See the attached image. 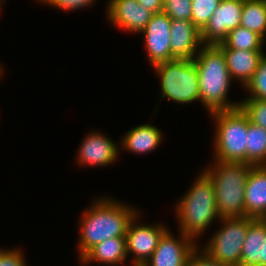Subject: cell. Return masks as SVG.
<instances>
[{
    "mask_svg": "<svg viewBox=\"0 0 266 266\" xmlns=\"http://www.w3.org/2000/svg\"><path fill=\"white\" fill-rule=\"evenodd\" d=\"M94 200L82 211L78 222V260L106 239L125 237L130 221L140 212L133 205L111 196H101Z\"/></svg>",
    "mask_w": 266,
    "mask_h": 266,
    "instance_id": "6da1fadb",
    "label": "cell"
},
{
    "mask_svg": "<svg viewBox=\"0 0 266 266\" xmlns=\"http://www.w3.org/2000/svg\"><path fill=\"white\" fill-rule=\"evenodd\" d=\"M198 73L200 103L207 113L239 108L240 100L230 101L233 83L223 50L217 44H204L193 59Z\"/></svg>",
    "mask_w": 266,
    "mask_h": 266,
    "instance_id": "7a4b0ae2",
    "label": "cell"
},
{
    "mask_svg": "<svg viewBox=\"0 0 266 266\" xmlns=\"http://www.w3.org/2000/svg\"><path fill=\"white\" fill-rule=\"evenodd\" d=\"M196 180L179 201L176 200L174 212L178 221V231L198 243L199 238L214 220L220 217L216 208V197L213 183L209 176L201 171ZM202 234V235H201Z\"/></svg>",
    "mask_w": 266,
    "mask_h": 266,
    "instance_id": "3957f363",
    "label": "cell"
},
{
    "mask_svg": "<svg viewBox=\"0 0 266 266\" xmlns=\"http://www.w3.org/2000/svg\"><path fill=\"white\" fill-rule=\"evenodd\" d=\"M251 167L244 162L214 160L202 168L213 183L220 218L244 216L245 185Z\"/></svg>",
    "mask_w": 266,
    "mask_h": 266,
    "instance_id": "277c9868",
    "label": "cell"
},
{
    "mask_svg": "<svg viewBox=\"0 0 266 266\" xmlns=\"http://www.w3.org/2000/svg\"><path fill=\"white\" fill-rule=\"evenodd\" d=\"M215 130L213 160L246 163L248 117L242 109L215 111L208 114Z\"/></svg>",
    "mask_w": 266,
    "mask_h": 266,
    "instance_id": "5b68a950",
    "label": "cell"
},
{
    "mask_svg": "<svg viewBox=\"0 0 266 266\" xmlns=\"http://www.w3.org/2000/svg\"><path fill=\"white\" fill-rule=\"evenodd\" d=\"M160 79L161 99L176 104L200 102L198 73L194 60L175 59L152 67Z\"/></svg>",
    "mask_w": 266,
    "mask_h": 266,
    "instance_id": "8992f818",
    "label": "cell"
},
{
    "mask_svg": "<svg viewBox=\"0 0 266 266\" xmlns=\"http://www.w3.org/2000/svg\"><path fill=\"white\" fill-rule=\"evenodd\" d=\"M254 220L246 216L220 218V227L206 241L202 250L220 263L239 266L248 226Z\"/></svg>",
    "mask_w": 266,
    "mask_h": 266,
    "instance_id": "52a82bcc",
    "label": "cell"
},
{
    "mask_svg": "<svg viewBox=\"0 0 266 266\" xmlns=\"http://www.w3.org/2000/svg\"><path fill=\"white\" fill-rule=\"evenodd\" d=\"M140 216L141 212H138L130 221L125 235L127 257L133 256L132 266H143L153 255L162 235L169 229L162 223L140 222Z\"/></svg>",
    "mask_w": 266,
    "mask_h": 266,
    "instance_id": "ba28073f",
    "label": "cell"
},
{
    "mask_svg": "<svg viewBox=\"0 0 266 266\" xmlns=\"http://www.w3.org/2000/svg\"><path fill=\"white\" fill-rule=\"evenodd\" d=\"M171 23L172 19L164 11L155 13L140 33L145 43L146 59L152 67L175 60L170 49Z\"/></svg>",
    "mask_w": 266,
    "mask_h": 266,
    "instance_id": "9c48e42d",
    "label": "cell"
},
{
    "mask_svg": "<svg viewBox=\"0 0 266 266\" xmlns=\"http://www.w3.org/2000/svg\"><path fill=\"white\" fill-rule=\"evenodd\" d=\"M79 145L75 163L87 168L113 165L121 151L118 143L99 130L84 135Z\"/></svg>",
    "mask_w": 266,
    "mask_h": 266,
    "instance_id": "30bf717a",
    "label": "cell"
},
{
    "mask_svg": "<svg viewBox=\"0 0 266 266\" xmlns=\"http://www.w3.org/2000/svg\"><path fill=\"white\" fill-rule=\"evenodd\" d=\"M169 228L159 240L153 255L143 266H186L198 243L179 232L176 237Z\"/></svg>",
    "mask_w": 266,
    "mask_h": 266,
    "instance_id": "8fae6325",
    "label": "cell"
},
{
    "mask_svg": "<svg viewBox=\"0 0 266 266\" xmlns=\"http://www.w3.org/2000/svg\"><path fill=\"white\" fill-rule=\"evenodd\" d=\"M244 0H221L201 30L203 44L222 43L230 31L240 26Z\"/></svg>",
    "mask_w": 266,
    "mask_h": 266,
    "instance_id": "7c38bea8",
    "label": "cell"
},
{
    "mask_svg": "<svg viewBox=\"0 0 266 266\" xmlns=\"http://www.w3.org/2000/svg\"><path fill=\"white\" fill-rule=\"evenodd\" d=\"M106 4L108 22L132 34H140L153 15L137 0H108Z\"/></svg>",
    "mask_w": 266,
    "mask_h": 266,
    "instance_id": "4fadbf2b",
    "label": "cell"
},
{
    "mask_svg": "<svg viewBox=\"0 0 266 266\" xmlns=\"http://www.w3.org/2000/svg\"><path fill=\"white\" fill-rule=\"evenodd\" d=\"M203 45L201 31L190 20H172L170 49L174 59L193 60Z\"/></svg>",
    "mask_w": 266,
    "mask_h": 266,
    "instance_id": "5bb4252c",
    "label": "cell"
},
{
    "mask_svg": "<svg viewBox=\"0 0 266 266\" xmlns=\"http://www.w3.org/2000/svg\"><path fill=\"white\" fill-rule=\"evenodd\" d=\"M217 45L223 50L231 79L233 82L240 83V87L244 88L266 52L229 49L223 42Z\"/></svg>",
    "mask_w": 266,
    "mask_h": 266,
    "instance_id": "9a60e30c",
    "label": "cell"
},
{
    "mask_svg": "<svg viewBox=\"0 0 266 266\" xmlns=\"http://www.w3.org/2000/svg\"><path fill=\"white\" fill-rule=\"evenodd\" d=\"M244 216L256 220L266 216V165L251 167L245 185Z\"/></svg>",
    "mask_w": 266,
    "mask_h": 266,
    "instance_id": "2e32d148",
    "label": "cell"
},
{
    "mask_svg": "<svg viewBox=\"0 0 266 266\" xmlns=\"http://www.w3.org/2000/svg\"><path fill=\"white\" fill-rule=\"evenodd\" d=\"M121 139L120 148L128 153L144 155L151 153L162 143L163 132L153 124L145 123L130 128Z\"/></svg>",
    "mask_w": 266,
    "mask_h": 266,
    "instance_id": "e0dca14e",
    "label": "cell"
},
{
    "mask_svg": "<svg viewBox=\"0 0 266 266\" xmlns=\"http://www.w3.org/2000/svg\"><path fill=\"white\" fill-rule=\"evenodd\" d=\"M126 253V237L106 239L92 247L80 260L83 266L93 263L107 266H118L128 260Z\"/></svg>",
    "mask_w": 266,
    "mask_h": 266,
    "instance_id": "ac0fdd59",
    "label": "cell"
},
{
    "mask_svg": "<svg viewBox=\"0 0 266 266\" xmlns=\"http://www.w3.org/2000/svg\"><path fill=\"white\" fill-rule=\"evenodd\" d=\"M266 238V222L255 219L249 226L243 243L239 266H260Z\"/></svg>",
    "mask_w": 266,
    "mask_h": 266,
    "instance_id": "d6986e66",
    "label": "cell"
},
{
    "mask_svg": "<svg viewBox=\"0 0 266 266\" xmlns=\"http://www.w3.org/2000/svg\"><path fill=\"white\" fill-rule=\"evenodd\" d=\"M246 163L253 166L266 165V129L248 119Z\"/></svg>",
    "mask_w": 266,
    "mask_h": 266,
    "instance_id": "ffe728a7",
    "label": "cell"
},
{
    "mask_svg": "<svg viewBox=\"0 0 266 266\" xmlns=\"http://www.w3.org/2000/svg\"><path fill=\"white\" fill-rule=\"evenodd\" d=\"M240 26L263 37L266 33V0H244Z\"/></svg>",
    "mask_w": 266,
    "mask_h": 266,
    "instance_id": "44dd1931",
    "label": "cell"
},
{
    "mask_svg": "<svg viewBox=\"0 0 266 266\" xmlns=\"http://www.w3.org/2000/svg\"><path fill=\"white\" fill-rule=\"evenodd\" d=\"M223 43L237 50L263 51L265 47L261 35L242 26L230 31Z\"/></svg>",
    "mask_w": 266,
    "mask_h": 266,
    "instance_id": "7402d4cb",
    "label": "cell"
},
{
    "mask_svg": "<svg viewBox=\"0 0 266 266\" xmlns=\"http://www.w3.org/2000/svg\"><path fill=\"white\" fill-rule=\"evenodd\" d=\"M243 89L249 94L246 98L266 100V54Z\"/></svg>",
    "mask_w": 266,
    "mask_h": 266,
    "instance_id": "603a6c76",
    "label": "cell"
},
{
    "mask_svg": "<svg viewBox=\"0 0 266 266\" xmlns=\"http://www.w3.org/2000/svg\"><path fill=\"white\" fill-rule=\"evenodd\" d=\"M221 0H192L191 22L201 31Z\"/></svg>",
    "mask_w": 266,
    "mask_h": 266,
    "instance_id": "cb8c5ba5",
    "label": "cell"
},
{
    "mask_svg": "<svg viewBox=\"0 0 266 266\" xmlns=\"http://www.w3.org/2000/svg\"><path fill=\"white\" fill-rule=\"evenodd\" d=\"M250 122L266 129V100L244 98L239 106Z\"/></svg>",
    "mask_w": 266,
    "mask_h": 266,
    "instance_id": "d4e9b609",
    "label": "cell"
},
{
    "mask_svg": "<svg viewBox=\"0 0 266 266\" xmlns=\"http://www.w3.org/2000/svg\"><path fill=\"white\" fill-rule=\"evenodd\" d=\"M163 11L173 20H190L192 0H168L163 4Z\"/></svg>",
    "mask_w": 266,
    "mask_h": 266,
    "instance_id": "484cf974",
    "label": "cell"
},
{
    "mask_svg": "<svg viewBox=\"0 0 266 266\" xmlns=\"http://www.w3.org/2000/svg\"><path fill=\"white\" fill-rule=\"evenodd\" d=\"M95 1L97 0H38L41 4L67 12L91 7Z\"/></svg>",
    "mask_w": 266,
    "mask_h": 266,
    "instance_id": "4316f807",
    "label": "cell"
},
{
    "mask_svg": "<svg viewBox=\"0 0 266 266\" xmlns=\"http://www.w3.org/2000/svg\"><path fill=\"white\" fill-rule=\"evenodd\" d=\"M24 255L20 248H0V266H28Z\"/></svg>",
    "mask_w": 266,
    "mask_h": 266,
    "instance_id": "83f0119b",
    "label": "cell"
},
{
    "mask_svg": "<svg viewBox=\"0 0 266 266\" xmlns=\"http://www.w3.org/2000/svg\"><path fill=\"white\" fill-rule=\"evenodd\" d=\"M200 249V245H198L189 257L186 266H227L216 259H213L204 250Z\"/></svg>",
    "mask_w": 266,
    "mask_h": 266,
    "instance_id": "f1b7e54d",
    "label": "cell"
},
{
    "mask_svg": "<svg viewBox=\"0 0 266 266\" xmlns=\"http://www.w3.org/2000/svg\"><path fill=\"white\" fill-rule=\"evenodd\" d=\"M145 9L153 14L163 11V3L161 0H137Z\"/></svg>",
    "mask_w": 266,
    "mask_h": 266,
    "instance_id": "f546056e",
    "label": "cell"
},
{
    "mask_svg": "<svg viewBox=\"0 0 266 266\" xmlns=\"http://www.w3.org/2000/svg\"><path fill=\"white\" fill-rule=\"evenodd\" d=\"M260 266H266V238L262 249V261Z\"/></svg>",
    "mask_w": 266,
    "mask_h": 266,
    "instance_id": "4dcf8cb0",
    "label": "cell"
},
{
    "mask_svg": "<svg viewBox=\"0 0 266 266\" xmlns=\"http://www.w3.org/2000/svg\"><path fill=\"white\" fill-rule=\"evenodd\" d=\"M5 70L3 69V67H2V64H0V78L3 76V72H4Z\"/></svg>",
    "mask_w": 266,
    "mask_h": 266,
    "instance_id": "1f68e13d",
    "label": "cell"
},
{
    "mask_svg": "<svg viewBox=\"0 0 266 266\" xmlns=\"http://www.w3.org/2000/svg\"><path fill=\"white\" fill-rule=\"evenodd\" d=\"M5 2L4 1H2V0H0V15H1V10H2V8L1 7H3V4H4Z\"/></svg>",
    "mask_w": 266,
    "mask_h": 266,
    "instance_id": "d6a6232c",
    "label": "cell"
},
{
    "mask_svg": "<svg viewBox=\"0 0 266 266\" xmlns=\"http://www.w3.org/2000/svg\"><path fill=\"white\" fill-rule=\"evenodd\" d=\"M266 41V33H265V35L263 36V43H264V45H265V42Z\"/></svg>",
    "mask_w": 266,
    "mask_h": 266,
    "instance_id": "836d02e7",
    "label": "cell"
},
{
    "mask_svg": "<svg viewBox=\"0 0 266 266\" xmlns=\"http://www.w3.org/2000/svg\"><path fill=\"white\" fill-rule=\"evenodd\" d=\"M168 0H161V2L164 4V3H166Z\"/></svg>",
    "mask_w": 266,
    "mask_h": 266,
    "instance_id": "e575fe53",
    "label": "cell"
}]
</instances>
